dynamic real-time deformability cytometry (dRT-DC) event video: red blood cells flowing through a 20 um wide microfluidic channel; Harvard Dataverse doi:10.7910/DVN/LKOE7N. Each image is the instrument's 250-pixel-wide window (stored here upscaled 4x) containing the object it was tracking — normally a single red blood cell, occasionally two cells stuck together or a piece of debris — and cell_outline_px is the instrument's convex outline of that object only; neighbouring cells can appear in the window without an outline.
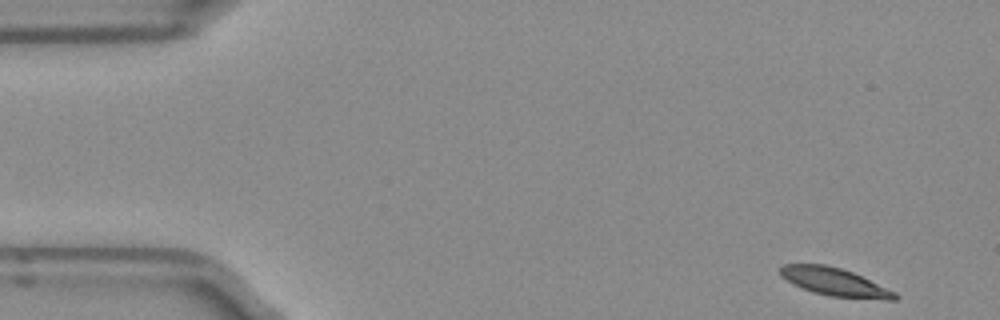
{"species": "Egyptian fruit bat (a non-hibernating species)", "species_latin": "Rousettus aegyptiacus", "temperature_condition": "room temperature", "stored_images_in_passage": 4, "camera_frame_rate_fps": 3000, "um_per_image_px": 0.085, "frame": {"image": 1, "passage_image": 1, "time_ms": 0.0, "image_size_px": [1000, 320], "cell_outline_px": [[900, 296], [896, 300], [888, 300], [828, 296], [812, 292], [792, 284], [780, 276], [780, 268], [784, 264], [824, 264], [840, 268], [852, 272], [896, 292]], "centroid_in_image_um": [70.94, 23.98], "position_along_channel_um": 14.1, "area_um2": 18.73}}
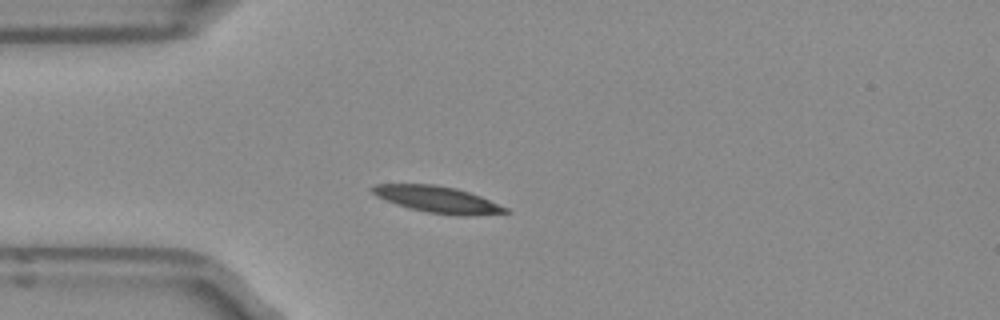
{"frame": {"image": 2, "passage_image": 4, "time_ms": 1.0, "image_size_px": [1000, 320], "cell_outline_px": [[512, 212], [464, 216], [460, 216], [428, 212], [408, 208], [396, 204], [376, 196], [368, 188], [376, 184], [436, 184], [456, 188], [480, 196], [508, 208]], "centroid_in_image_um": [37.17, 16.95], "position_along_channel_um": 47.8, "area_um2": 20.52}}